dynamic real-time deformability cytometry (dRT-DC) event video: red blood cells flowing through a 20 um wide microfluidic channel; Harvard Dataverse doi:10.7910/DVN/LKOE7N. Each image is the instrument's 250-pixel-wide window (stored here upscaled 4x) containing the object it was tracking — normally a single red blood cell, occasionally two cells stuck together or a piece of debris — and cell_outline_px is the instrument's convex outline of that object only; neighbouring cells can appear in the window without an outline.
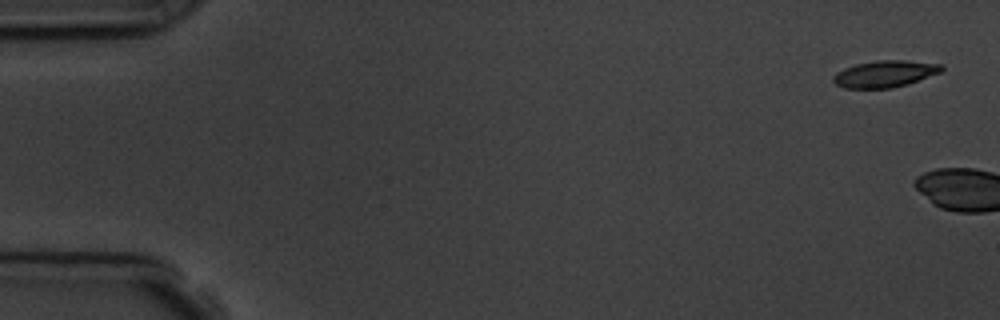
{"species": "common noctule bat (a hibernating species)", "species_latin": "Nyctalus noctula", "temperature_condition": "room temperature", "stored_images_in_passage": 6, "camera_frame_rate_fps": 3000, "um_per_image_px": 0.085, "animal": {"sex": "male", "body_mass_g": 19.5, "forearm_length_mm": 54.6}, "frame": {"image": 1, "passage_image": 1, "time_ms": 0.0, "image_size_px": [1000, 320], "cell_outline_px": [[944, 68], [940, 72], [908, 84], [892, 88], [844, 88], [836, 84], [832, 80], [832, 76], [836, 72], [844, 68], [856, 64], [876, 60], [904, 60], [944, 64]], "centroid_in_image_um": [75.21, 6.27], "position_along_channel_um": 9.8, "area_um2": 16.94}}